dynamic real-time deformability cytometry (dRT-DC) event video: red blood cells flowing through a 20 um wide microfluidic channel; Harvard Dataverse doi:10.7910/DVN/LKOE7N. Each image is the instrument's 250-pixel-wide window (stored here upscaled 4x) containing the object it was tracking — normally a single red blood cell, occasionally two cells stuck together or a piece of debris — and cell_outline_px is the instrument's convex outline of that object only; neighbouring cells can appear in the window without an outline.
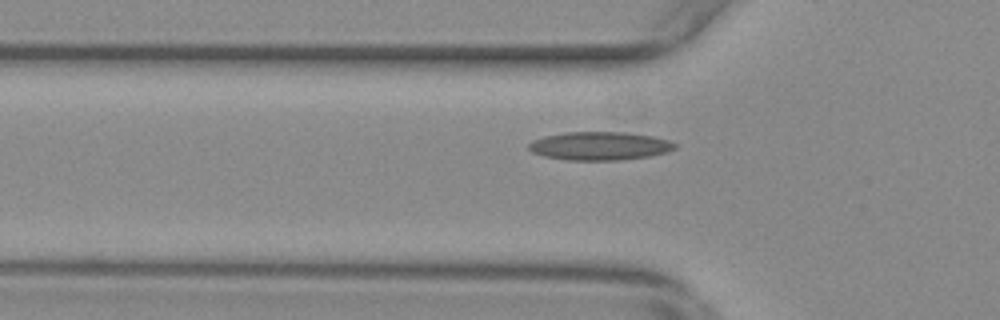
{"species": "common noctule bat (a hibernating species)", "species_latin": "Nyctalus noctula", "temperature_condition": "warm", "stored_images_in_passage": 33, "camera_frame_rate_fps": 3000, "um_per_image_px": 0.085, "animal": {"sex": "female", "body_mass_g": 29.2, "forearm_length_mm": 56.3}, "frame": {"image": 1, "passage_image": 7, "time_ms": 2.0, "image_size_px": [1000, 320], "cell_outline_px": [[676, 148], [668, 152], [648, 156], [620, 160], [568, 160], [544, 156], [532, 152], [528, 148], [528, 144], [532, 140], [544, 136], [564, 132], [624, 132], [652, 136], [668, 140], [676, 144]], "centroid_in_image_um": [50.95, 12.4], "position_along_channel_um": 74.8, "area_um2": 24.16}}
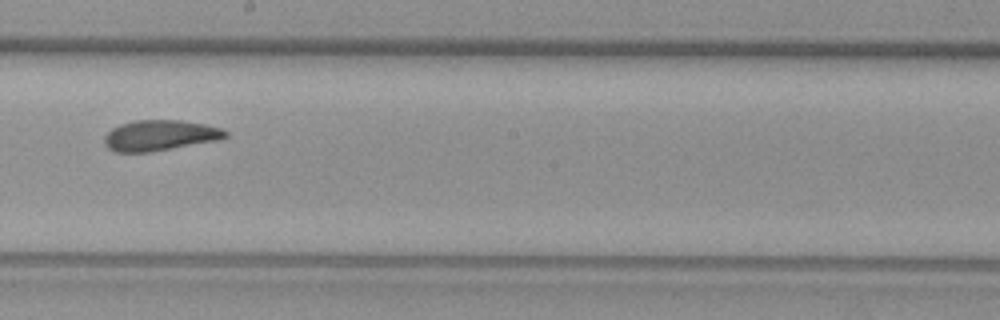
{"frame": {"image": 2, "passage_image": 20, "time_ms": 6.333, "image_size_px": [1000, 320], "cell_outline_px": [[228, 136], [220, 140], [148, 152], [116, 152], [108, 148], [104, 144], [104, 136], [112, 128], [120, 124], [136, 120], [180, 120], [204, 124], [220, 128], [228, 132]], "centroid_in_image_um": [13.59, 11.51], "position_along_channel_um": 234.6, "area_um2": 21.56}}
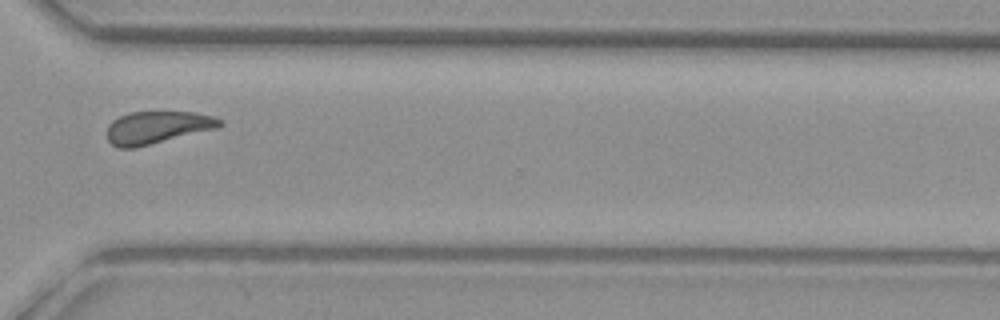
{"frame": {"image": 3, "passage_image": 30, "time_ms": 9.667, "image_size_px": [1000, 320], "cell_outline_px": [[224, 124], [216, 128], [136, 148], [120, 148], [112, 144], [108, 140], [108, 124], [112, 120], [128, 112], [196, 112], [212, 116], [224, 120]], "centroid_in_image_um": [13.37, 10.83], "position_along_channel_um": 357.2, "area_um2": 21.33}, "authors_computed_cell_mechanics": {"area_um2": 21.9062, "velocity_mm_per_s": 3.6779, "shape_relaxation_time_tau1_ms": null, "shape_relaxation_time_tau2_ms": 2.1396, "deformation_change_tau1": null, "deformation_change_tau2": 0.0916}}